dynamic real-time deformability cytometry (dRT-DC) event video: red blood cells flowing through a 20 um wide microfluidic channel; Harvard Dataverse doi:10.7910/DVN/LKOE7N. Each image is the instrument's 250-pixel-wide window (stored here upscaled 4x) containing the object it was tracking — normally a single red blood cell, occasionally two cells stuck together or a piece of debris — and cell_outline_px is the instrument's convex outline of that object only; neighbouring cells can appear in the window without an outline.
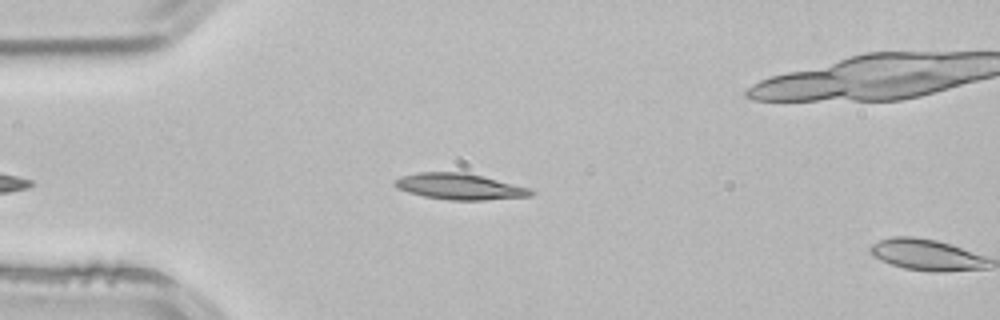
{"species": "common noctule bat (a hibernating species)", "species_latin": "Nyctalus noctula", "temperature_condition": "room temperature", "stored_images_in_passage": 4, "camera_frame_rate_fps": 3000, "um_per_image_px": 0.085, "animal": {"sex": "male", "body_mass_g": 21.5, "forearm_length_mm": 52.0}, "frame": {"image": 1, "passage_image": 3, "time_ms": 0.667, "image_size_px": [1000, 320], "cell_outline_px": [[536, 192], [532, 196], [484, 200], [452, 200], [424, 196], [408, 192], [392, 184], [392, 180], [404, 176], [420, 172], [464, 172], [484, 176], [532, 188]], "centroid_in_image_um": [39.14, 15.85], "position_along_channel_um": 45.9, "area_um2": 20.75}}